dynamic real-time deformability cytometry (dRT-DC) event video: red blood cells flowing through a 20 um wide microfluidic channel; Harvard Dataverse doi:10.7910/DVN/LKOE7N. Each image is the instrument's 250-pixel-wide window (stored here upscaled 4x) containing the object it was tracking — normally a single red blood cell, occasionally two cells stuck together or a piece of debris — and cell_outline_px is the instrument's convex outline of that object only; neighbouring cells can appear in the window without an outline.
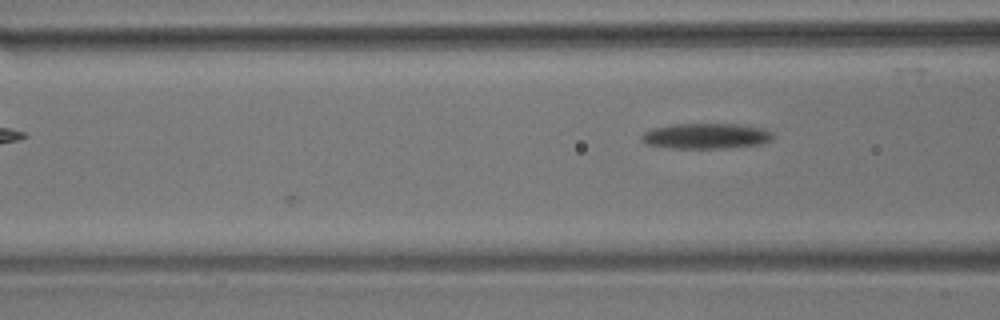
{"species": "common noctule bat (a hibernating species)", "species_latin": "Nyctalus noctula", "temperature_condition": "room temperature", "stored_images_in_passage": 6, "camera_frame_rate_fps": 3000, "um_per_image_px": 0.085, "animal": {"sex": "male", "body_mass_g": 17.9}, "frame": {"image": 1, "passage_image": 6, "time_ms": 1.667, "image_size_px": [1000, 320], "cell_outline_px": [[772, 140], [760, 144], [728, 148], [672, 148], [644, 144], [640, 140], [640, 136], [644, 132], [652, 128], [672, 124], [736, 124], [760, 128], [772, 132]], "centroid_in_image_um": [59.95, 11.56], "position_along_channel_um": 106.7, "area_um2": 19.54}}